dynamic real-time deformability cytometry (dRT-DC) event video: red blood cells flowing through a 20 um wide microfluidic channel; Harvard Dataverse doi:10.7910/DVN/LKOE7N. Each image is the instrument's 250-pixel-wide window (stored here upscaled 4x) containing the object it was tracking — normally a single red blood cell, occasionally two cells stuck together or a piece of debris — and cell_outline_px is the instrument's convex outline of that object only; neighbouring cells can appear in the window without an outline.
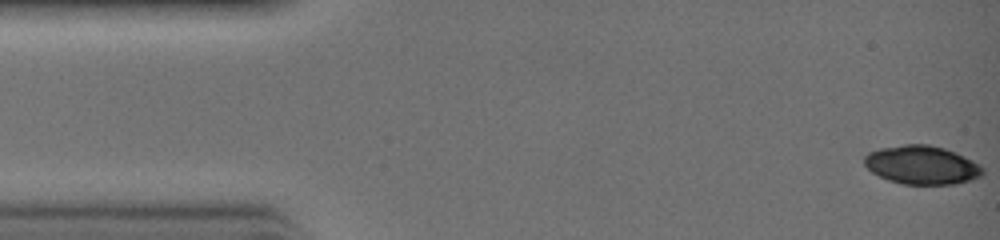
{"species": "common noctule bat (a hibernating species)", "species_latin": "Nyctalus noctula", "temperature_condition": "warm", "stored_images_in_passage": 32, "camera_frame_rate_fps": 3000, "um_per_image_px": 0.085, "animal": {"sex": "female", "body_mass_g": 19.0, "forearm_length_mm": 51.5}, "frame": {"image": 1, "passage_image": 1, "time_ms": 0.0, "image_size_px": [1000, 240], "cell_outline_px": [[984, 172], [980, 176], [968, 180], [952, 184], [904, 184], [888, 180], [872, 172], [864, 164], [864, 156], [868, 152], [880, 148], [904, 144], [928, 144], [944, 148], [956, 152], [980, 164], [984, 168]], "centroid_in_image_um": [78.35, 14.01], "position_along_channel_um": 6.7, "area_um2": 26.59}}
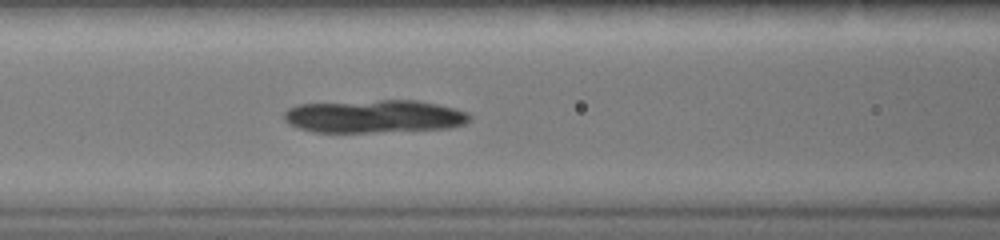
{"frame": {"image": 2, "passage_image": 13, "time_ms": 4.0, "image_size_px": [1000, 240], "cell_outline_px": [[472, 120], [464, 124], [452, 128], [368, 132], [316, 132], [300, 128], [288, 124], [284, 120], [284, 112], [288, 108], [296, 104], [380, 100], [416, 100], [436, 104], [468, 112], [472, 116]], "centroid_in_image_um": [31.81, 9.89], "position_along_channel_um": 134.8, "area_um2": 35.72}}
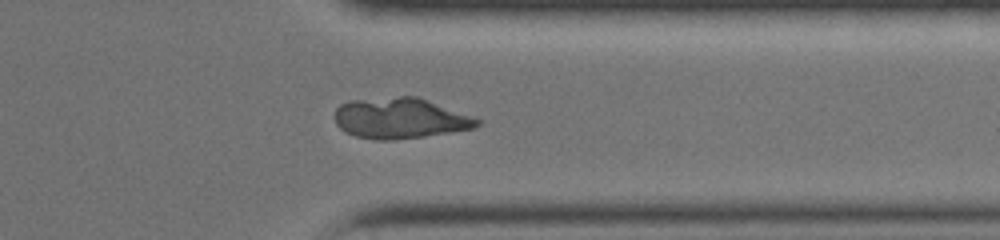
{"frame": {"image": 3, "passage_image": 25, "time_ms": 8.0, "image_size_px": [1000, 240], "cell_outline_px": [[480, 124], [476, 128], [452, 132], [424, 136], [392, 140], [376, 140], [356, 136], [344, 132], [336, 124], [336, 108], [340, 104], [352, 100], [400, 96], [416, 96], [476, 116], [480, 120]], "centroid_in_image_um": [34.06, 10.05], "position_along_channel_um": 377.3, "area_um2": 33.99}}